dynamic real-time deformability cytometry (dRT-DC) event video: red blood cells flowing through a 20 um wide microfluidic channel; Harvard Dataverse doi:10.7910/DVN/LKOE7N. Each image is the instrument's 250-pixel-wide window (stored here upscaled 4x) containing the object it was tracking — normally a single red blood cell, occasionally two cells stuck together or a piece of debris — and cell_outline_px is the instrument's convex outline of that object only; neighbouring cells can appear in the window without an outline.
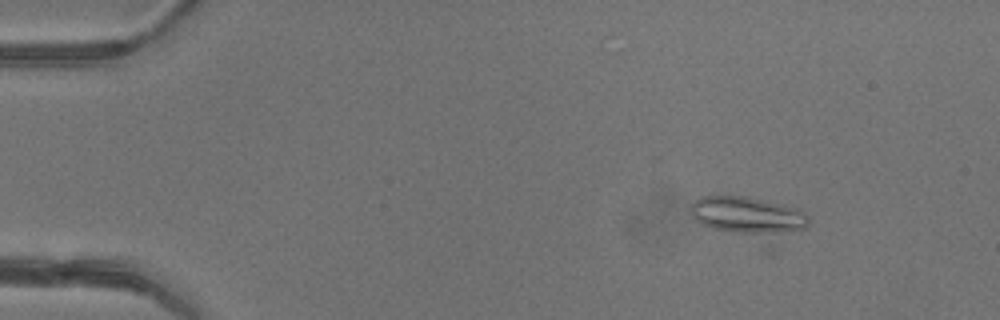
{"species": "common noctule bat (a hibernating species)", "species_latin": "Nyctalus noctula", "temperature_condition": "warm", "stored_images_in_passage": 5, "camera_frame_rate_fps": 3000, "um_per_image_px": 0.085, "animal": {"sex": "female"}, "frame": {"image": 1, "passage_image": 3, "time_ms": 0.667, "image_size_px": [1000, 320], "cell_outline_px": [[808, 224], [804, 228], [776, 252], [764, 252], [700, 224], [692, 216], [692, 204], [700, 196], [744, 196], [780, 204], [796, 208], [804, 212], [808, 216]], "centroid_in_image_um": [63.79, 18.73], "position_along_channel_um": 21.2, "area_um2": 31.67}}